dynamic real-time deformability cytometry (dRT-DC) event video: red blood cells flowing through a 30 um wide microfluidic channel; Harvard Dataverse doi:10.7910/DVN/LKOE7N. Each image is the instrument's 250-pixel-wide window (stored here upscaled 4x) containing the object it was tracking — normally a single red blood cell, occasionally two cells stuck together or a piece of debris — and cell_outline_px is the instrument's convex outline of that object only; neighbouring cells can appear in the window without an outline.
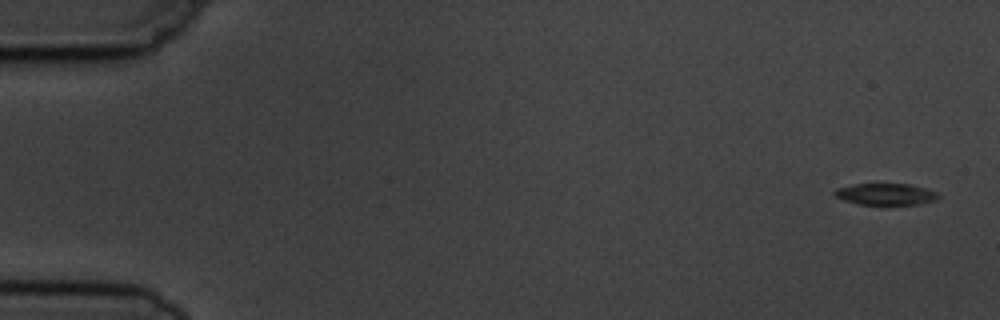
{"species": "common noctule bat (a hibernating species)", "species_latin": "Nyctalus noctula", "temperature_condition": "cold", "stored_images_in_passage": 6, "camera_frame_rate_fps": 3000, "um_per_image_px": 0.085, "animal": {"sex": "male", "body_mass_g": 19.5, "forearm_length_mm": 54.6}, "frame": {"image": 1, "passage_image": 1, "time_ms": 0.0, "image_size_px": [1000, 320], "cell_outline_px": [[940, 196], [936, 200], [920, 204], [860, 204], [844, 200], [836, 196], [832, 192], [836, 188], [852, 184], [876, 180], [908, 184], [924, 188], [936, 192]], "centroid_in_image_um": [75.23, 16.44], "position_along_channel_um": 9.8, "area_um2": 13.7}}
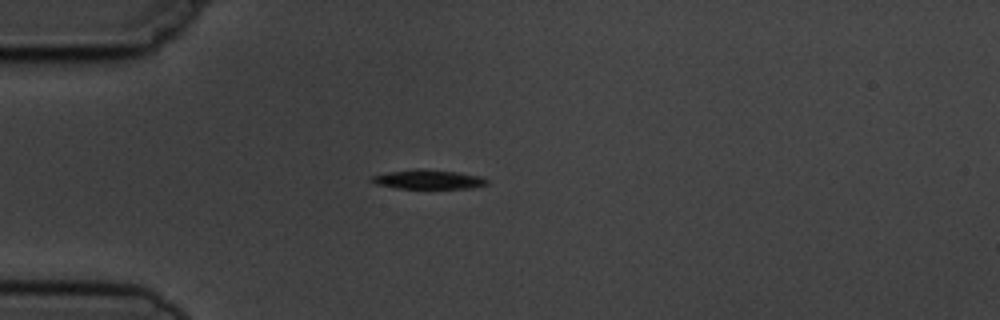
{"frame": {"image": 2, "passage_image": 4, "time_ms": 4.333, "image_size_px": [1000, 320], "cell_outline_px": [[488, 184], [472, 188], [396, 188], [376, 184], [368, 180], [368, 176], [392, 172], [424, 168], [456, 172], [484, 176], [488, 180]], "centroid_in_image_um": [36.42, 15.25], "position_along_channel_um": 48.6, "area_um2": 13.01}}
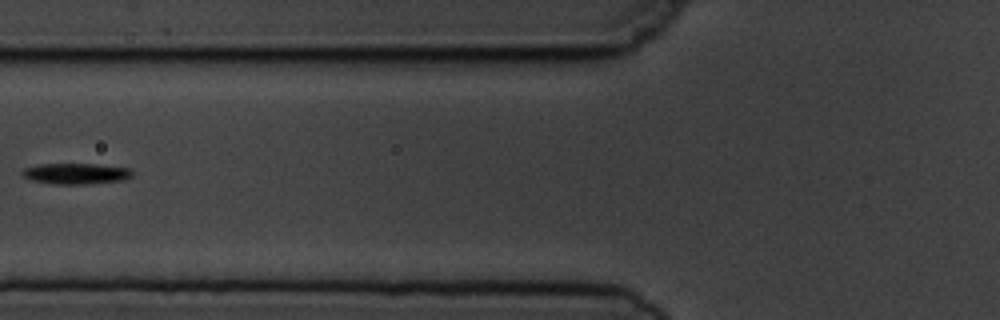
{"frame": {"image": 3, "passage_image": 6, "time_ms": 6.667, "image_size_px": [1000, 320], "cell_outline_px": [[132, 176], [124, 180], [84, 184], [56, 184], [32, 180], [24, 176], [20, 172], [24, 168], [40, 164], [96, 164], [132, 168]], "centroid_in_image_um": [6.49, 14.75], "position_along_channel_um": 119.3, "area_um2": 13.35}}